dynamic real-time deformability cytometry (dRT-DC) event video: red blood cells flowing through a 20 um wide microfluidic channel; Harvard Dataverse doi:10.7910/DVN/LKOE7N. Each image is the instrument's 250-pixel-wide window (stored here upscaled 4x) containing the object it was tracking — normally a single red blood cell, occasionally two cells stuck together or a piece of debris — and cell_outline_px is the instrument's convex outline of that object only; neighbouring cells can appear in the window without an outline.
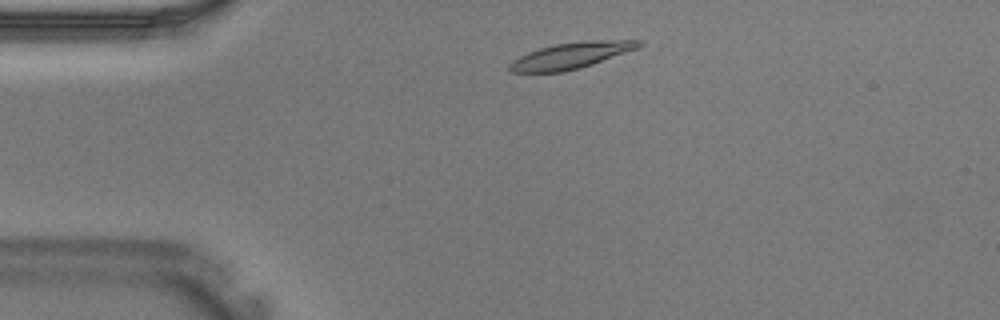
{"species": "Egyptian fruit bat (a non-hibernating species)", "species_latin": "Rousettus aegyptiacus", "temperature_condition": "warm", "stored_images_in_passage": 35, "camera_frame_rate_fps": 3000, "um_per_image_px": 0.085, "animal": {"sex": "male"}, "frame": {"image": 1, "passage_image": 3, "time_ms": 0.667, "image_size_px": [1000, 320], "cell_outline_px": [[644, 44], [636, 48], [592, 64], [580, 68], [564, 72], [508, 72], [508, 64], [512, 60], [528, 52], [540, 48], [556, 44], [580, 40], [644, 40]], "centroid_in_image_um": [48.5, 4.71], "position_along_channel_um": 36.5, "area_um2": 19.71}}
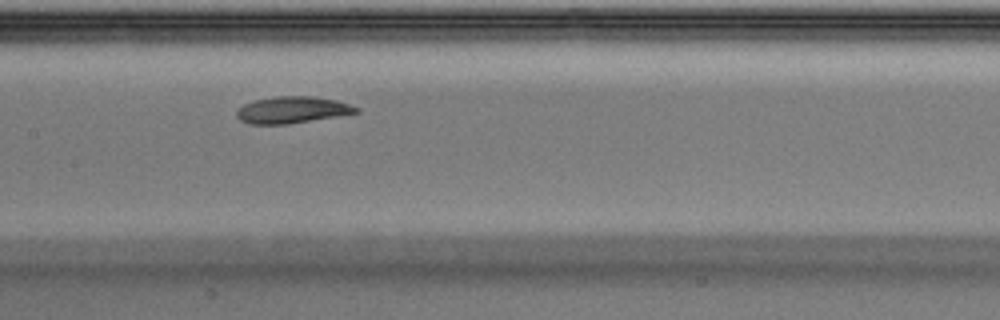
{"frame": {"image": 2, "passage_image": 14, "time_ms": 4.333, "image_size_px": [1000, 320], "cell_outline_px": [[360, 112], [288, 124], [248, 124], [240, 120], [236, 116], [236, 112], [244, 104], [256, 100], [276, 96], [312, 96], [336, 100], [360, 108]], "centroid_in_image_um": [24.83, 9.34], "position_along_channel_um": 182.6, "area_um2": 18.44}}
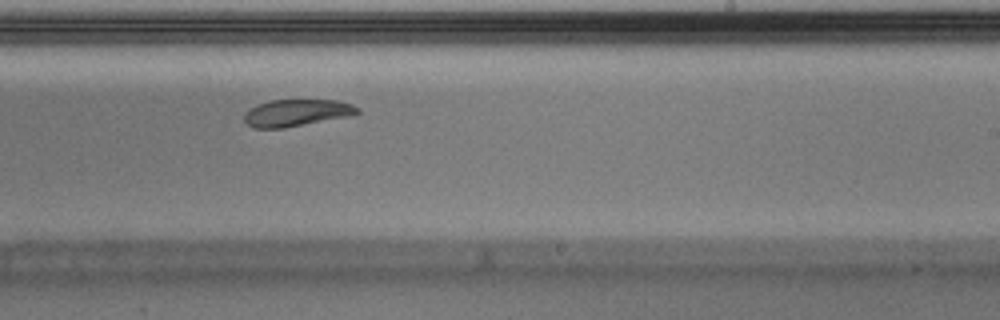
{"frame": {"image": 3, "passage_image": 19, "time_ms": 6.0, "image_size_px": [1000, 320], "cell_outline_px": [[360, 112], [356, 116], [284, 128], [252, 128], [244, 120], [244, 112], [248, 108], [256, 104], [268, 100], [336, 100], [352, 104], [360, 108]], "centroid_in_image_um": [25.24, 9.59], "position_along_channel_um": 263.8, "area_um2": 18.32}}